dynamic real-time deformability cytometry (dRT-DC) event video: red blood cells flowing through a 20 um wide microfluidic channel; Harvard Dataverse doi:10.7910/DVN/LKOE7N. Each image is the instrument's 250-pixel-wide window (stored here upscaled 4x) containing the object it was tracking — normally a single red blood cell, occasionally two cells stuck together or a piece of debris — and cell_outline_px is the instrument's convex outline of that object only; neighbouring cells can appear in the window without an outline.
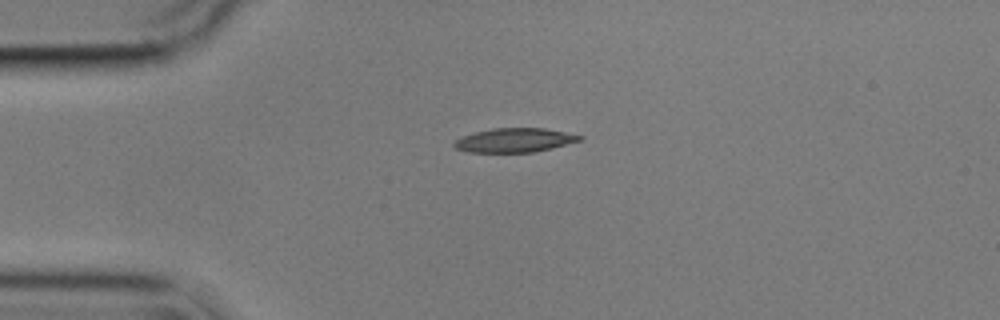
{"species": "common noctule bat (a hibernating species)", "species_latin": "Nyctalus noctula", "temperature_condition": "cold", "stored_images_in_passage": 44, "camera_frame_rate_fps": 3000, "um_per_image_px": 0.085, "animal": {"sex": "male", "body_mass_g": 17.9}, "frame": {"image": 1, "passage_image": 1, "time_ms": 0.0, "image_size_px": [1000, 320], "cell_outline_px": [[584, 136], [580, 140], [552, 148], [532, 152], [468, 152], [456, 148], [452, 144], [456, 140], [464, 136], [476, 132], [492, 128], [544, 128]], "centroid_in_image_um": [43.73, 11.91], "position_along_channel_um": 41.3, "area_um2": 17.34}}
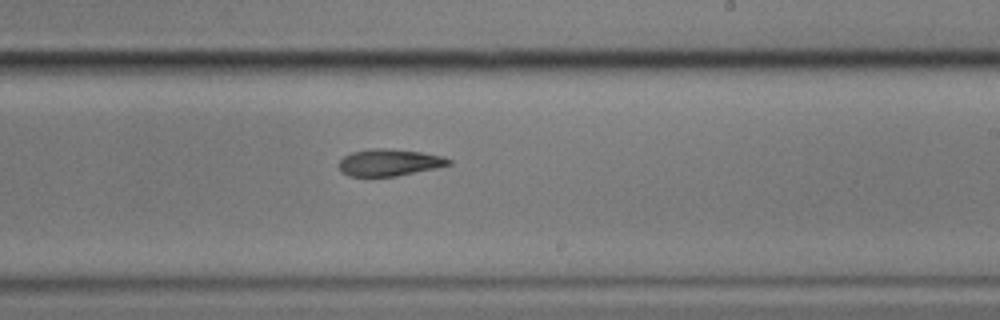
{"frame": {"image": 2, "passage_image": 21, "time_ms": 6.667, "image_size_px": [1000, 320], "cell_outline_px": [[452, 164], [436, 168], [396, 176], [348, 176], [340, 172], [340, 160], [344, 156], [352, 152], [372, 148], [384, 148], [420, 152], [444, 156], [452, 160]], "centroid_in_image_um": [33.1, 13.81], "position_along_channel_um": 255.9, "area_um2": 17.17}}
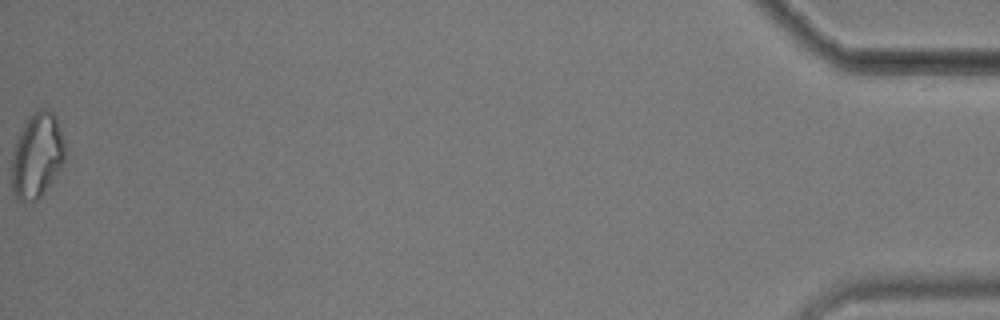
{"frame": {"image": 3, "passage_image": 44, "time_ms": 14.333, "image_size_px": [1000, 320], "cell_outline_px": [[64, 160], [60, 168], [52, 180], [40, 196], [32, 204], [24, 204], [16, 200], [12, 192], [12, 156], [20, 132], [32, 112], [40, 108], [48, 108], [56, 116], [64, 140]], "centroid_in_image_um": [3.13, 13.25], "position_along_channel_um": 432.1, "area_um2": 26.41}, "authors_computed_cell_mechanics": {"area_um2": 18.0625, "velocity_mm_per_s": 3.5694, "shape_relaxation_time_tau1_ms": 6.3523, "shape_relaxation_time_tau2_ms": 11.2922, "deformation_change_tau1": 0.163, "deformation_change_tau2": 0.2131}}